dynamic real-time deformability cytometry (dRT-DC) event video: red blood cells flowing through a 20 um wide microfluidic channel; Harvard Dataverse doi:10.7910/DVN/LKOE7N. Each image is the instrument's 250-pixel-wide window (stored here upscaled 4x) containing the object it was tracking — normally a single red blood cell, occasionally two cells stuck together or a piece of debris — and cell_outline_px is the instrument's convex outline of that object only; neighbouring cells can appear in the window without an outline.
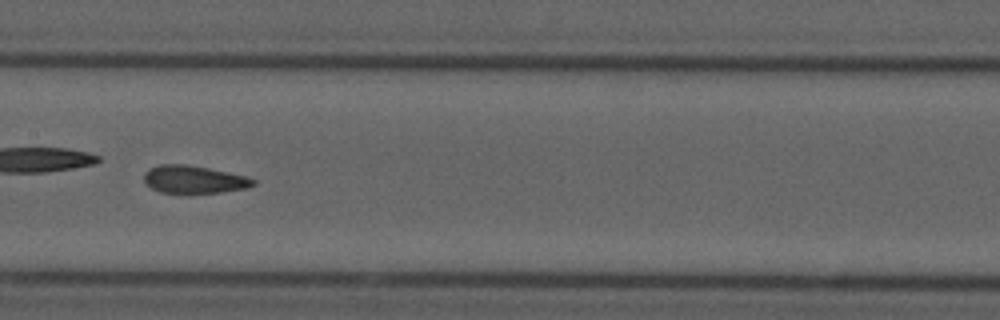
{"species": "common noctule bat (a hibernating species)", "species_latin": "Nyctalus noctula", "temperature_condition": "cold", "stored_images_in_passage": 40, "camera_frame_rate_fps": 3000, "um_per_image_px": 0.085, "animal": {"sex": "male", "forearm_length_mm": 52.5}, "frame": {"image": 1, "passage_image": 18, "time_ms": 5.667, "image_size_px": [1000, 320], "cell_outline_px": [[256, 184], [248, 188], [220, 192], [160, 192], [152, 188], [144, 180], [144, 172], [148, 168], [160, 164], [188, 164], [208, 168], [244, 176], [256, 180]], "centroid_in_image_um": [16.47, 15.23], "position_along_channel_um": 190.9, "area_um2": 17.4}, "authors_computed_cell_mechanics": {"area_um2": 18.207, "velocity_mm_per_s": 3.6905, "shape_relaxation_time_tau1_ms": 7.1405, "shape_relaxation_time_tau2_ms": 1.7666, "deformation_change_tau1": 0.1699, "deformation_change_tau2": 0.0841}}